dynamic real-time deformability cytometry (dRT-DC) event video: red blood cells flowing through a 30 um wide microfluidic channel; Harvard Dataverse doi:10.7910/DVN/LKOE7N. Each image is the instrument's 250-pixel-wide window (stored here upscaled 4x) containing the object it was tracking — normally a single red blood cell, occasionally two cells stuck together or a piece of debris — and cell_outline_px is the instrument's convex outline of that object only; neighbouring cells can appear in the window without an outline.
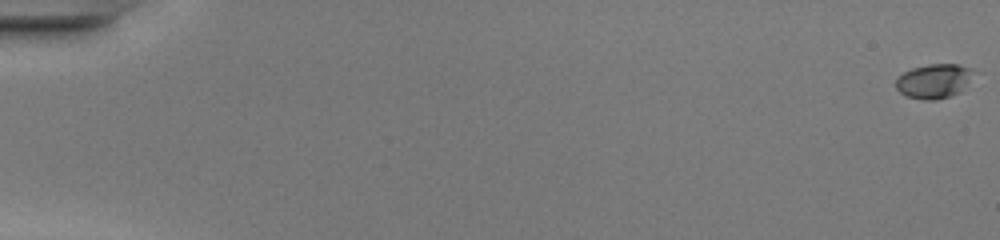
{"species": "common noctule bat (a hibernating species)", "species_latin": "Nyctalus noctula", "temperature_condition": "warm", "stored_images_in_passage": 42, "camera_frame_rate_fps": 3000, "um_per_image_px": 0.085, "animal": {"sex": "female", "body_mass_g": 20.0, "forearm_length_mm": 54.0}, "frame": {"image": 1, "passage_image": 1, "time_ms": 0.0, "image_size_px": [1000, 240], "cell_outline_px": [[972, 72], [960, 92], [936, 100], [924, 100], [908, 96], [900, 92], [896, 88], [896, 80], [904, 72], [912, 68], [928, 64], [960, 64], [972, 68]], "centroid_in_image_um": [79.35, 6.88], "position_along_channel_um": 5.7, "area_um2": 15.2}}
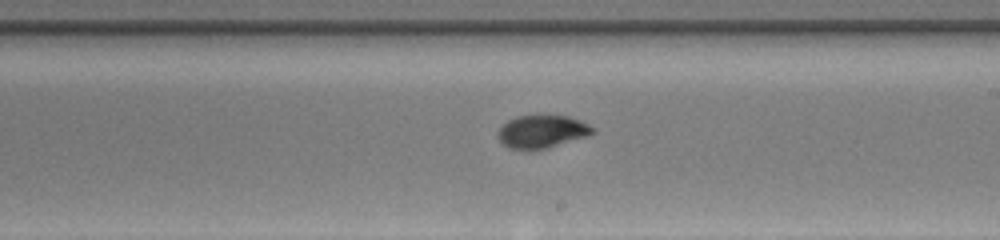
{"frame": {"image": 2, "passage_image": 31, "time_ms": 10.0, "image_size_px": [1000, 240], "cell_outline_px": [[596, 132], [588, 136], [544, 148], [508, 148], [496, 136], [496, 132], [508, 120], [516, 116], [568, 116], [580, 120], [596, 128]], "centroid_in_image_um": [46.09, 11.16], "position_along_channel_um": 242.9, "area_um2": 17.8}}
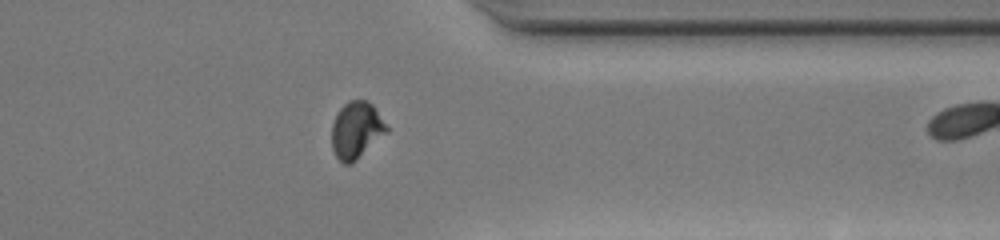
{"frame": {"image": 3, "passage_image": 41, "time_ms": 13.333, "image_size_px": [1000, 240], "cell_outline_px": [[388, 132], [352, 164], [344, 164], [336, 156], [332, 148], [332, 124], [336, 112], [348, 100], [364, 100], [372, 104], [376, 108], [388, 128]], "centroid_in_image_um": [30.28, 11.06], "position_along_channel_um": 381.1, "area_um2": 18.26}}